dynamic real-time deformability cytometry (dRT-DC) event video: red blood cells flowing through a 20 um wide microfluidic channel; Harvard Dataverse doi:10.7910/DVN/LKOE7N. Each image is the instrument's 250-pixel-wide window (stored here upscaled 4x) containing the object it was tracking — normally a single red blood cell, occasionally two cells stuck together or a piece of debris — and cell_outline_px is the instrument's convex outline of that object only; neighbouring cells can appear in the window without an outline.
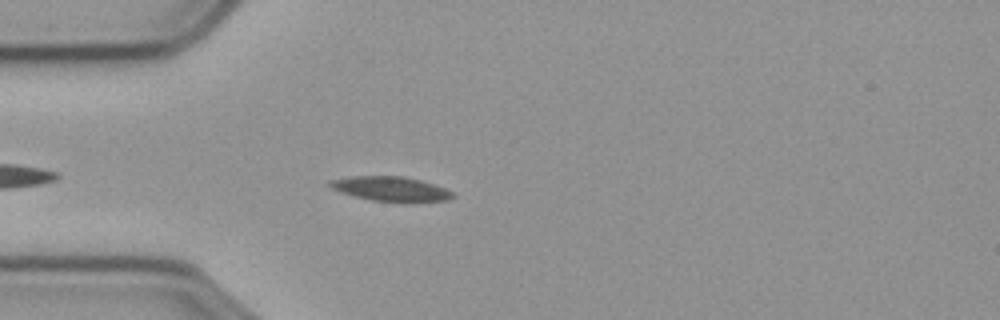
{"species": "common noctule bat (a hibernating species)", "species_latin": "Nyctalus noctula", "temperature_condition": "cold", "stored_images_in_passage": 23, "camera_frame_rate_fps": 3000, "um_per_image_px": 0.085, "animal": {"sex": "male", "body_mass_g": 23.1, "forearm_length_mm": 52.7}, "frame": {"image": 1, "passage_image": 5, "time_ms": 1.333, "image_size_px": [1000, 320], "cell_outline_px": [[456, 196], [448, 200], [408, 204], [404, 204], [372, 200], [340, 192], [332, 188], [328, 184], [328, 180], [348, 176], [404, 176], [420, 180], [444, 188], [452, 192]], "centroid_in_image_um": [33.24, 16.08], "position_along_channel_um": 51.8, "area_um2": 18.09}}
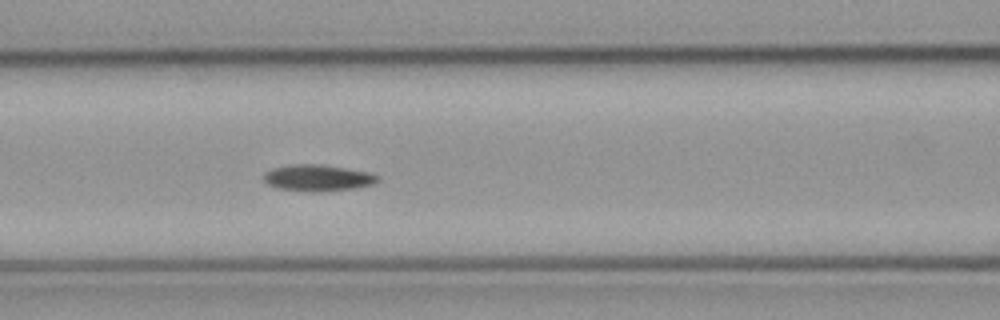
{"frame": {"image": 2, "passage_image": 13, "time_ms": 4.0, "image_size_px": [1000, 320], "cell_outline_px": [[380, 180], [372, 184], [356, 188], [320, 192], [312, 192], [276, 188], [268, 184], [264, 180], [264, 172], [272, 168], [288, 164], [324, 164], [368, 172], [380, 176]], "centroid_in_image_um": [27.0, 15.11], "position_along_channel_um": 139.6, "area_um2": 17.8}}
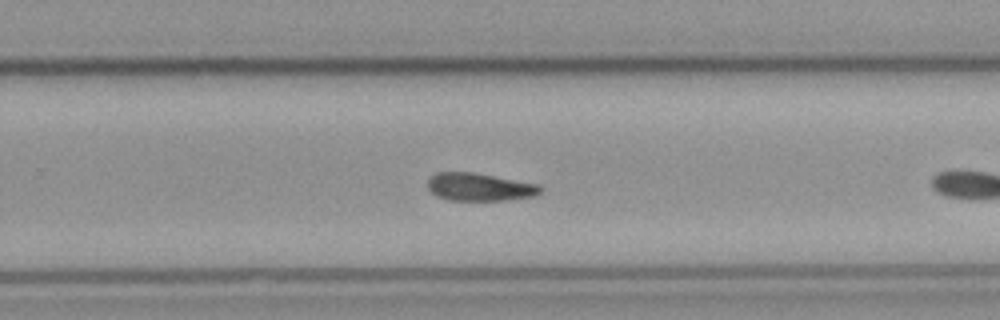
{"frame": {"image": 3, "passage_image": 22, "time_ms": 7.0, "image_size_px": [1000, 320], "cell_outline_px": [[544, 192], [532, 196], [508, 200], [448, 200], [436, 196], [428, 188], [428, 180], [436, 172], [472, 172], [540, 184], [544, 188]], "centroid_in_image_um": [40.8, 15.89], "position_along_channel_um": 289.0, "area_um2": 18.38}}